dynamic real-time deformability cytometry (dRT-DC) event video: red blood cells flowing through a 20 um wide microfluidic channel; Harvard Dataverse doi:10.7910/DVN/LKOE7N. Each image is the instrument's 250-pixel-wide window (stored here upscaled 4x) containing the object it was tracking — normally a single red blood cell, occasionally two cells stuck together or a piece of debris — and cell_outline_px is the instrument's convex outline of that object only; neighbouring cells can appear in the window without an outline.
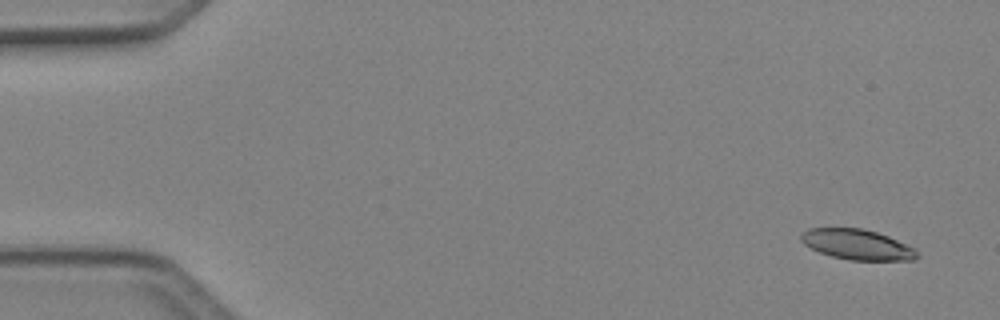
{"species": "Egyptian fruit bat (a non-hibernating species)", "species_latin": "Rousettus aegyptiacus", "temperature_condition": "cold", "stored_images_in_passage": 4, "camera_frame_rate_fps": 3000, "um_per_image_px": 0.085, "animal": {"sex": "female"}, "frame": {"image": 1, "passage_image": 1, "time_ms": 0.0, "image_size_px": [1000, 320], "cell_outline_px": [[920, 256], [916, 260], [848, 260], [832, 256], [820, 252], [804, 244], [800, 240], [800, 236], [808, 228], [860, 228], [876, 232], [888, 236], [916, 248]], "centroid_in_image_um": [72.9, 20.79], "position_along_channel_um": 12.1, "area_um2": 20.52}}
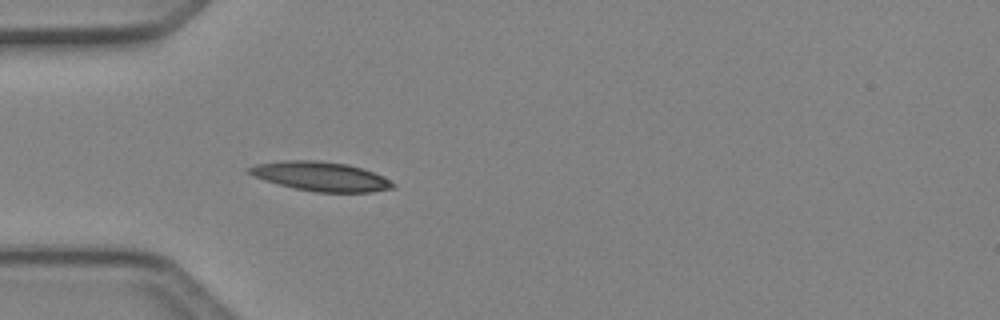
{"frame": {"image": 2, "passage_image": 4, "time_ms": 1.0, "image_size_px": [1000, 320], "cell_outline_px": [[396, 188], [372, 192], [312, 192], [264, 180], [252, 176], [244, 168], [256, 164], [284, 160], [316, 160], [348, 164], [372, 172], [396, 184]], "centroid_in_image_um": [27.23, 14.99], "position_along_channel_um": 57.8, "area_um2": 24.45}}